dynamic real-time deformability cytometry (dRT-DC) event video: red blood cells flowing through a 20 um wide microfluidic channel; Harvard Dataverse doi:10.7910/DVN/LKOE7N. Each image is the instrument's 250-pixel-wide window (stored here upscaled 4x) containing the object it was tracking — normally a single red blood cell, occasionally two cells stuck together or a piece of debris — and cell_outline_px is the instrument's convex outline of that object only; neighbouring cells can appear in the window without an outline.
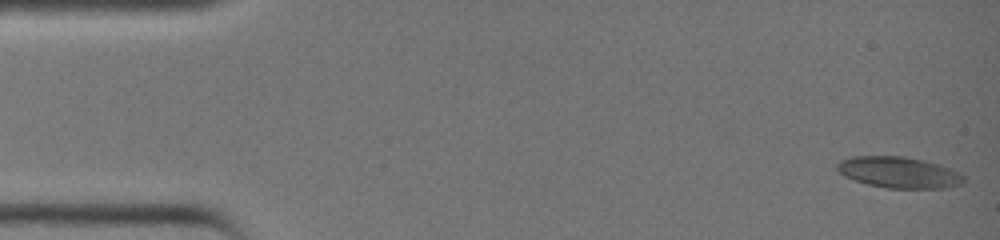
{"species": "common noctule bat (a hibernating species)", "species_latin": "Nyctalus noctula", "temperature_condition": "warm", "stored_images_in_passage": 39, "camera_frame_rate_fps": 3000, "um_per_image_px": 0.085, "animal": {"sex": "female", "body_mass_g": 19.0, "forearm_length_mm": 51.5}, "frame": {"image": 1, "passage_image": 1, "time_ms": 0.0, "image_size_px": [1000, 240], "cell_outline_px": [[964, 180], [960, 184], [944, 188], [888, 188], [868, 184], [844, 176], [836, 168], [836, 164], [840, 160], [852, 156], [904, 156], [924, 160], [940, 164], [952, 168], [960, 172], [964, 176]], "centroid_in_image_um": [76.42, 14.64], "position_along_channel_um": 8.6, "area_um2": 23.06}}
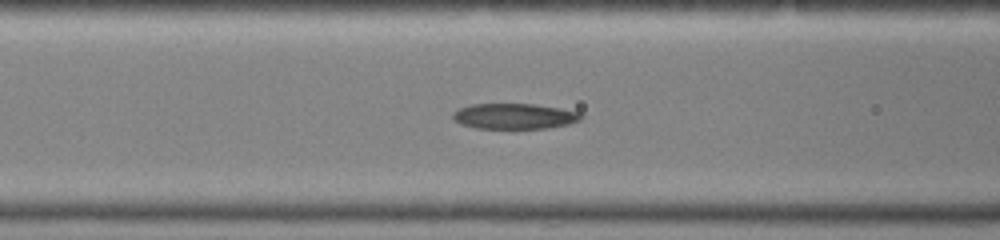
{"frame": {"image": 2, "passage_image": 16, "time_ms": 5.0, "image_size_px": [1000, 240], "cell_outline_px": [[584, 116], [580, 120], [568, 124], [548, 128], [476, 128], [460, 124], [452, 116], [452, 112], [460, 108], [472, 104], [536, 104], [560, 108], [580, 112]], "centroid_in_image_um": [43.74, 9.87], "position_along_channel_um": 122.9, "area_um2": 19.07}}
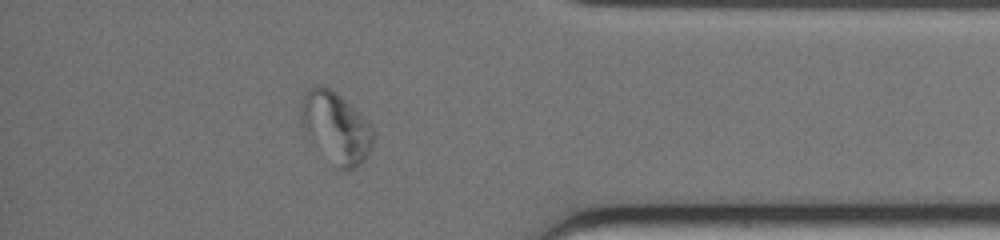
{"frame": {"image": 3, "passage_image": 34, "time_ms": 11.0, "image_size_px": [1000, 240], "cell_outline_px": [[376, 136], [372, 148], [368, 156], [356, 168], [340, 172], [336, 168], [308, 132], [300, 120], [304, 92], [308, 88], [316, 84], [320, 84], [336, 92], [368, 120], [372, 124], [376, 132]], "centroid_in_image_um": [28.64, 10.84], "position_along_channel_um": 406.6, "area_um2": 29.77}}